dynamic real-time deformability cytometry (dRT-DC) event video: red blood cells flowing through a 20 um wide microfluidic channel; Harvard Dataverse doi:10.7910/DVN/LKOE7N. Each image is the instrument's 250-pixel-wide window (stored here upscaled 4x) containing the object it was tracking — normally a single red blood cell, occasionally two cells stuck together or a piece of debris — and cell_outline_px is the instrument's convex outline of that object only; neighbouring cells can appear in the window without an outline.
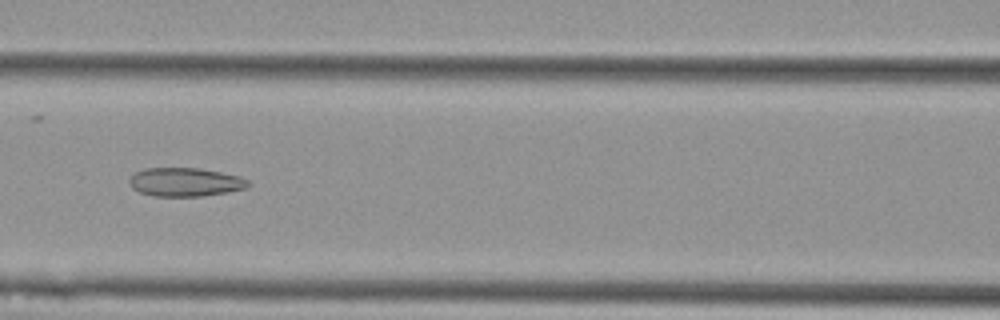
{"species": "Egyptian fruit bat (a non-hibernating species)", "species_latin": "Rousettus aegyptiacus", "temperature_condition": "cold", "stored_images_in_passage": 6, "camera_frame_rate_fps": 3000, "um_per_image_px": 0.085, "animal": {"sex": "female"}, "frame": {"image": 1, "passage_image": 6, "time_ms": 1.667, "image_size_px": [1000, 320], "cell_outline_px": [[252, 184], [244, 188], [228, 192], [200, 196], [152, 196], [140, 192], [132, 188], [128, 184], [128, 180], [136, 172], [144, 168], [200, 168], [240, 176], [248, 180]], "centroid_in_image_um": [15.73, 15.47], "position_along_channel_um": 150.9, "area_um2": 19.88}}